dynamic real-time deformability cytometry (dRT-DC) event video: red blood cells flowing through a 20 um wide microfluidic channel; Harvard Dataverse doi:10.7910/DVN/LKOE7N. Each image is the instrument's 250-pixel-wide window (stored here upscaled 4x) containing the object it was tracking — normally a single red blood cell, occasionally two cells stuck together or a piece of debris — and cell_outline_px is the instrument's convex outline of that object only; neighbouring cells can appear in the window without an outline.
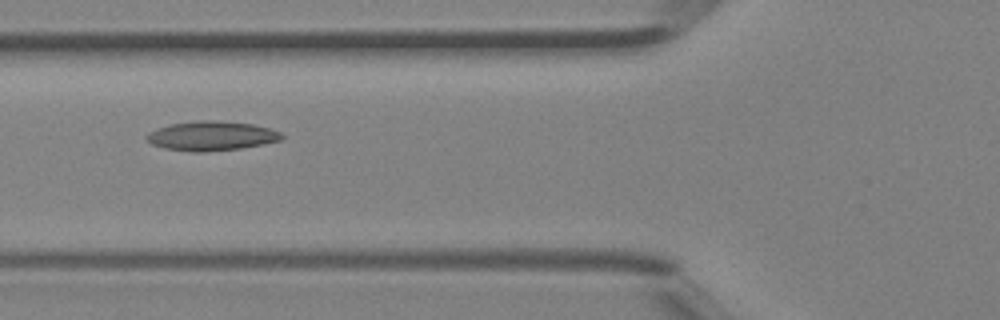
{"species": "Egyptian fruit bat (a non-hibernating species)", "species_latin": "Rousettus aegyptiacus", "temperature_condition": "room temperature", "stored_images_in_passage": 4, "camera_frame_rate_fps": 3000, "um_per_image_px": 0.085, "animal": {"sex": "female"}, "frame": {"image": 1, "passage_image": 4, "time_ms": 1.0, "image_size_px": [1000, 320], "cell_outline_px": [[284, 136], [280, 140], [264, 144], [240, 148], [204, 152], [192, 152], [164, 148], [152, 144], [144, 140], [144, 136], [148, 132], [172, 124], [200, 120], [212, 120], [252, 124], [268, 128], [280, 132]], "centroid_in_image_um": [17.94, 11.56], "position_along_channel_um": 107.9, "area_um2": 23.0}}